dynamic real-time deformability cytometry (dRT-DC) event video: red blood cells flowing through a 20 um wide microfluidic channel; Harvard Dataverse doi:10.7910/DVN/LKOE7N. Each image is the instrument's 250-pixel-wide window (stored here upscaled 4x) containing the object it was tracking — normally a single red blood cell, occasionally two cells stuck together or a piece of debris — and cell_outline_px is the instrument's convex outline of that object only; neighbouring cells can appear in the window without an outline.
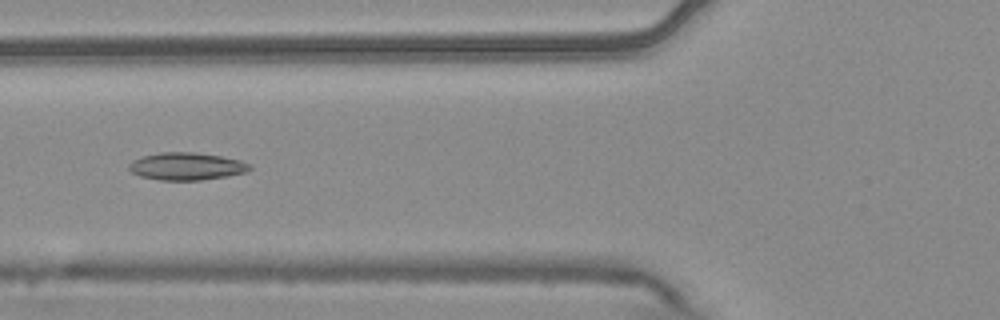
{"species": "common noctule bat (a hibernating species)", "species_latin": "Nyctalus noctula", "temperature_condition": "warm", "stored_images_in_passage": 6, "camera_frame_rate_fps": 3000, "um_per_image_px": 0.085, "animal": {"sex": "male", "body_mass_g": 20.4}, "frame": {"image": 1, "passage_image": 5, "time_ms": 1.333, "image_size_px": [1000, 320], "cell_outline_px": [[252, 168], [248, 172], [228, 176], [200, 180], [160, 180], [140, 176], [132, 172], [128, 168], [128, 164], [132, 160], [144, 156], [160, 152], [192, 152], [220, 156], [240, 160], [252, 164]], "centroid_in_image_um": [15.88, 14.14], "position_along_channel_um": 109.9, "area_um2": 19.42}}
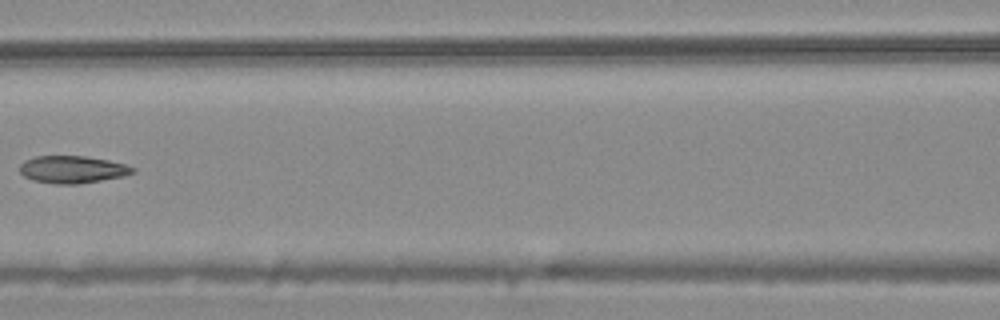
{"frame": {"image": 2, "passage_image": 6, "time_ms": 1.667, "image_size_px": [1000, 320], "cell_outline_px": [[136, 172], [124, 176], [76, 184], [56, 184], [32, 180], [24, 176], [20, 172], [20, 164], [24, 160], [36, 156], [84, 156], [108, 160], [124, 164], [136, 168]], "centroid_in_image_um": [6.15, 14.4], "position_along_channel_um": 160.5, "area_um2": 17.98}}